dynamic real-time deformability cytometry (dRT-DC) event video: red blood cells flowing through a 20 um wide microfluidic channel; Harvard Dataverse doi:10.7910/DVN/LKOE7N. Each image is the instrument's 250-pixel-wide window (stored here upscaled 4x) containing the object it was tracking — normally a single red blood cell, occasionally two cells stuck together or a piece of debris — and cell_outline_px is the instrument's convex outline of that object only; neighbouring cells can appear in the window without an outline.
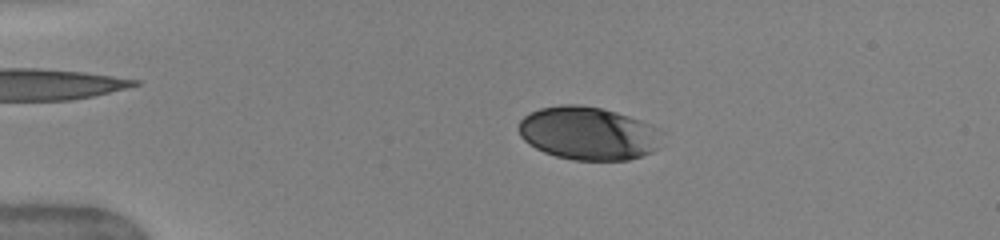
{"species": "human", "species_latin": "Homo sapiens", "temperature_condition": "warm", "stored_images_in_passage": 52, "camera_frame_rate_fps": 3000, "um_per_image_px": 0.085, "donor": {"sex": "female"}, "frame": {"image": 1, "passage_image": 12, "time_ms": 3.667, "image_size_px": [1000, 240], "cell_outline_px": [[656, 148], [652, 152], [628, 160], [572, 160], [556, 156], [544, 152], [528, 144], [520, 136], [520, 120], [524, 116], [540, 108], [560, 104], [580, 104], [600, 108], [616, 112], [640, 120], [648, 124]], "centroid_in_image_um": [49.84, 11.33], "position_along_channel_um": 35.2, "area_um2": 43.18}}
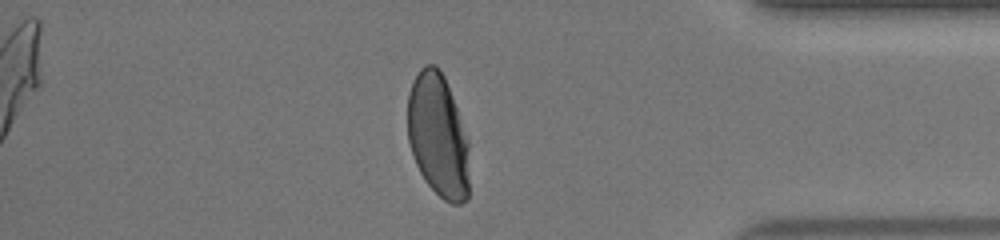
{"frame": {"image": 2, "passage_image": 45, "time_ms": 14.667, "image_size_px": [1000, 240], "cell_outline_px": [[468, 200], [460, 204], [452, 204], [444, 200], [428, 184], [420, 172], [416, 164], [408, 140], [408, 92], [420, 68], [424, 64], [436, 64], [440, 68], [444, 76], [468, 140]], "centroid_in_image_um": [37.23, 11.52], "position_along_channel_um": 398.0, "area_um2": 44.16}}
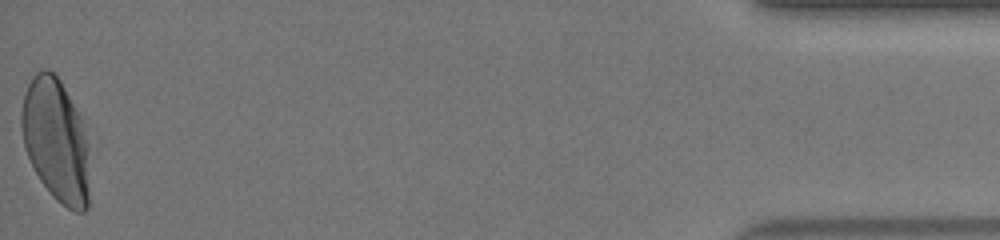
{"frame": {"image": 3, "passage_image": 52, "time_ms": 17.0, "image_size_px": [1000, 240], "cell_outline_px": [[88, 208], [84, 212], [76, 212], [68, 208], [56, 200], [52, 196], [40, 180], [24, 148], [20, 128], [20, 112], [24, 92], [32, 76], [40, 68], [44, 68], [52, 72], [60, 80], [80, 116], [88, 144]], "centroid_in_image_um": [4.73, 11.91], "position_along_channel_um": 430.5, "area_um2": 49.07}, "authors_computed_cell_mechanics": {"area_um2": 46.3845, "velocity_mm_per_s": 3.9842, "shape_relaxation_time_tau1_ms": 4.0153, "shape_relaxation_time_tau2_ms": null, "deformation_change_tau1": 0.1467, "deformation_change_tau2": null}}